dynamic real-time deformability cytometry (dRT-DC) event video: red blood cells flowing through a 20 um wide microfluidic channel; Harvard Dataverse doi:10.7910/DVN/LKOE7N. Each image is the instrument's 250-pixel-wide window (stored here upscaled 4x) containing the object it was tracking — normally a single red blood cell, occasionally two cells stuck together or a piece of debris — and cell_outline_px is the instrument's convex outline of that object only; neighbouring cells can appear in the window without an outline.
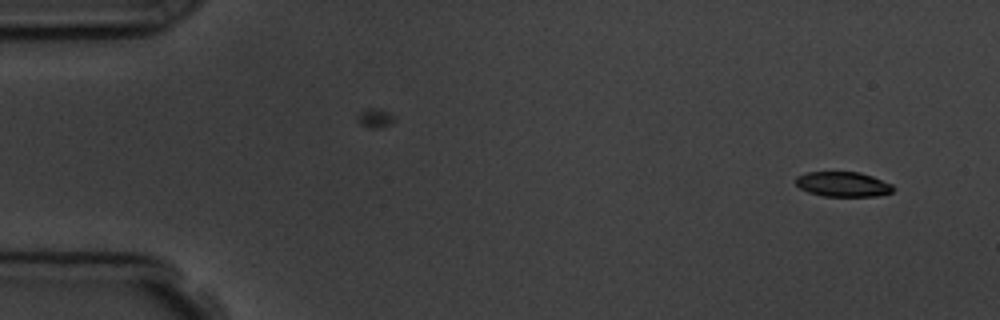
{"species": "common noctule bat (a hibernating species)", "species_latin": "Nyctalus noctula", "temperature_condition": "room temperature", "stored_images_in_passage": 4, "camera_frame_rate_fps": 3000, "um_per_image_px": 0.085, "animal": {"sex": "male", "body_mass_g": 19.5, "forearm_length_mm": 54.6}, "frame": {"image": 1, "passage_image": 1, "time_ms": 0.0, "image_size_px": [1000, 320], "cell_outline_px": [[896, 188], [892, 192], [876, 196], [824, 196], [808, 192], [800, 188], [796, 184], [796, 176], [808, 172], [860, 172], [872, 176], [892, 184]], "centroid_in_image_um": [71.67, 15.66], "position_along_channel_um": 13.3, "area_um2": 14.16}}
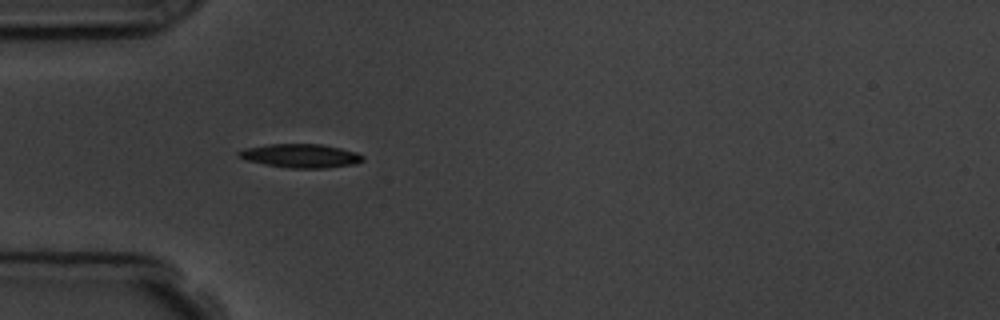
{"frame": {"image": 2, "passage_image": 4, "time_ms": 4.333, "image_size_px": [1000, 320], "cell_outline_px": [[364, 160], [356, 164], [324, 168], [292, 168], [268, 164], [248, 160], [236, 156], [236, 152], [244, 148], [268, 144], [320, 144], [340, 148], [356, 152], [364, 156]], "centroid_in_image_um": [25.57, 13.23], "position_along_channel_um": 59.4, "area_um2": 17.05}}